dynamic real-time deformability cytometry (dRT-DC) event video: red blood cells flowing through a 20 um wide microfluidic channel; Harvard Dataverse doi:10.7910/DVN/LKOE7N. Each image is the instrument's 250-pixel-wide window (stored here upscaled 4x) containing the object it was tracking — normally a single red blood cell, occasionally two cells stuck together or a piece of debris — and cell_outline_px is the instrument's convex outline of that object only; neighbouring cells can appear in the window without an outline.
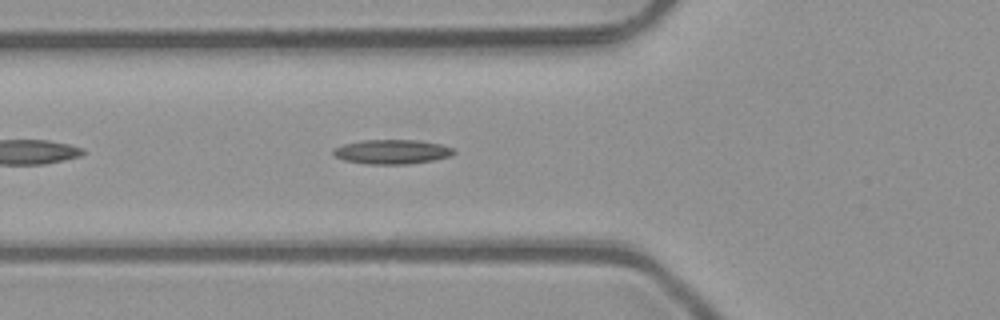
{"species": "common noctule bat (a hibernating species)", "species_latin": "Nyctalus noctula", "temperature_condition": "room temperature", "stored_images_in_passage": 34, "camera_frame_rate_fps": 3000, "um_per_image_px": 0.085, "animal": {"sex": "male", "body_mass_g": 23.1, "forearm_length_mm": 52.7}, "frame": {"image": 1, "passage_image": 2, "time_ms": 0.333, "image_size_px": [1000, 320], "cell_outline_px": [[456, 152], [452, 156], [432, 160], [408, 164], [368, 164], [344, 160], [336, 156], [332, 152], [332, 148], [344, 144], [360, 140], [416, 140], [440, 144], [456, 148]], "centroid_in_image_um": [33.34, 12.89], "position_along_channel_um": 92.5, "area_um2": 17.22}}
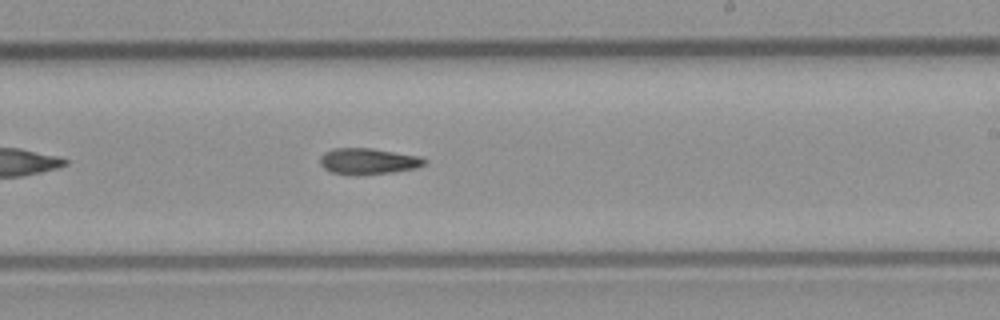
{"frame": {"image": 2, "passage_image": 14, "time_ms": 4.333, "image_size_px": [1000, 320], "cell_outline_px": [[428, 160], [424, 164], [416, 168], [392, 172], [332, 172], [324, 168], [320, 164], [320, 156], [324, 152], [332, 148], [372, 148], [420, 156]], "centroid_in_image_um": [31.32, 13.65], "position_along_channel_um": 257.7, "area_um2": 15.2}}
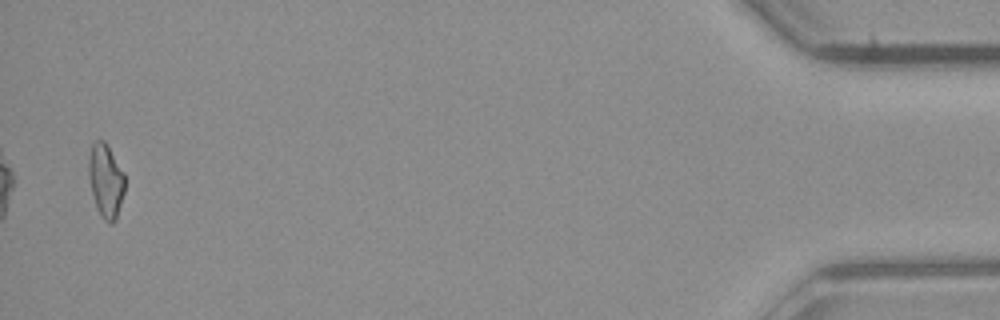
{"frame": {"image": 3, "passage_image": 33, "time_ms": 10.667, "image_size_px": [1000, 320], "cell_outline_px": [[124, 192], [116, 220], [112, 224], [104, 220], [100, 216], [96, 208], [88, 176], [88, 160], [92, 144], [96, 140], [104, 140], [108, 144], [124, 172]], "centroid_in_image_um": [8.99, 15.35], "position_along_channel_um": 426.2, "area_um2": 15.72}}